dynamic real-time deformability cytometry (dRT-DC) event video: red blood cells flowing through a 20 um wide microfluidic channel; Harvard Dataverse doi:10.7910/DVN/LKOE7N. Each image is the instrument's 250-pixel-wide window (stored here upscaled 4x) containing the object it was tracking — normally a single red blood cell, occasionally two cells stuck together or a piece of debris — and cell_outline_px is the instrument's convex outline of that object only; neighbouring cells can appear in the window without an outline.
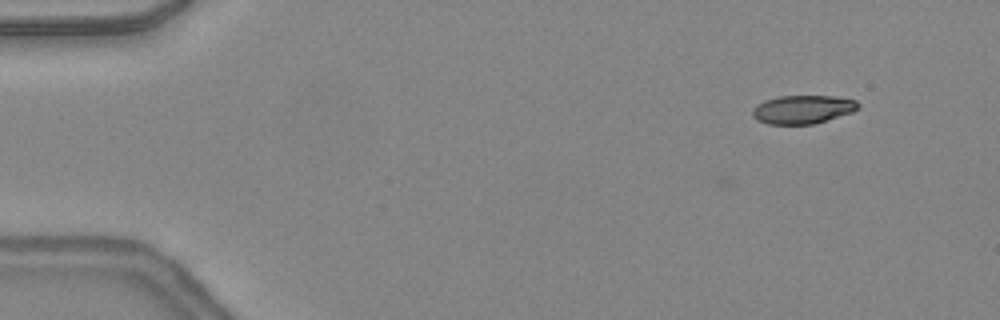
{"species": "common noctule bat (a hibernating species)", "species_latin": "Nyctalus noctula", "temperature_condition": "warm", "stored_images_in_passage": 43, "camera_frame_rate_fps": 3000, "um_per_image_px": 0.085, "animal": {"sex": "female", "body_mass_g": 24.6, "forearm_length_mm": 56.2}, "frame": {"image": 1, "passage_image": 1, "time_ms": 0.0, "image_size_px": [1000, 320], "cell_outline_px": [[860, 108], [852, 112], [812, 124], [768, 124], [756, 120], [752, 116], [752, 108], [756, 104], [764, 100], [780, 96], [832, 96], [856, 100], [860, 104]], "centroid_in_image_um": [68.2, 9.29], "position_along_channel_um": 16.8, "area_um2": 17.57}}
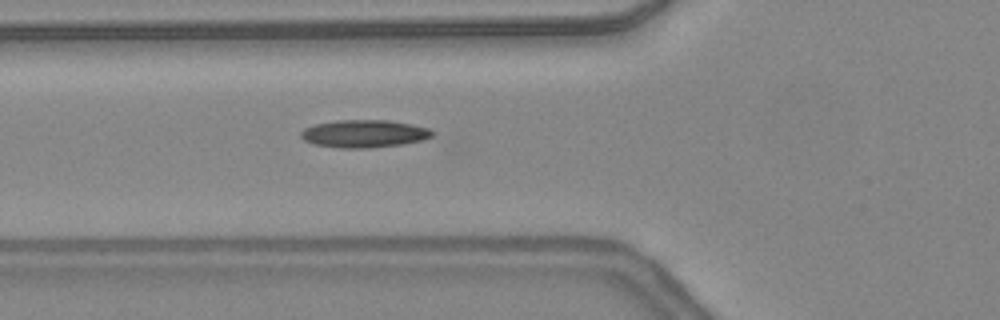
{"frame": {"image": 2, "passage_image": 14, "time_ms": 4.333, "image_size_px": [1000, 320], "cell_outline_px": [[432, 136], [420, 140], [400, 144], [368, 148], [340, 148], [312, 144], [304, 140], [300, 136], [300, 132], [304, 128], [316, 124], [336, 120], [388, 120], [412, 124], [428, 128], [432, 132]], "centroid_in_image_um": [30.89, 11.36], "position_along_channel_um": 94.9, "area_um2": 21.04}}
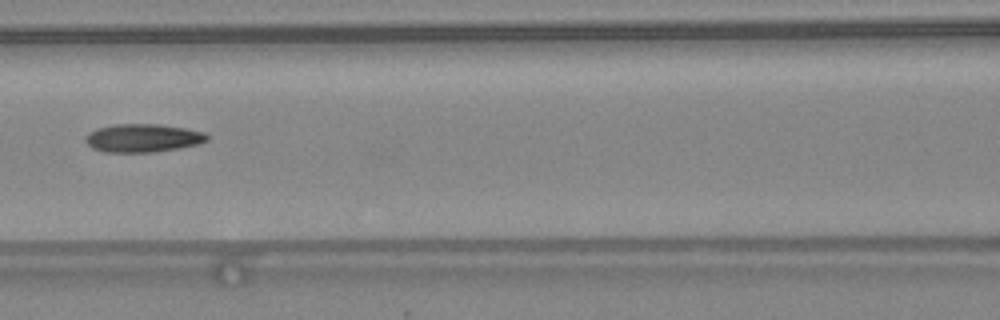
{"frame": {"image": 3, "passage_image": 18, "time_ms": 5.667, "image_size_px": [1000, 320], "cell_outline_px": [[208, 140], [200, 144], [180, 148], [152, 152], [104, 152], [92, 148], [84, 140], [84, 136], [88, 132], [96, 128], [116, 124], [160, 124], [184, 128], [204, 132], [208, 136]], "centroid_in_image_um": [12.12, 11.73], "position_along_channel_um": 154.5, "area_um2": 20.17}, "authors_computed_cell_mechanics": {"area_um2": 19.363, "velocity_mm_per_s": 4.4024, "shape_relaxation_time_tau1_ms": null, "shape_relaxation_time_tau2_ms": 3.7917, "deformation_change_tau1": null, "deformation_change_tau2": 0.1257}}